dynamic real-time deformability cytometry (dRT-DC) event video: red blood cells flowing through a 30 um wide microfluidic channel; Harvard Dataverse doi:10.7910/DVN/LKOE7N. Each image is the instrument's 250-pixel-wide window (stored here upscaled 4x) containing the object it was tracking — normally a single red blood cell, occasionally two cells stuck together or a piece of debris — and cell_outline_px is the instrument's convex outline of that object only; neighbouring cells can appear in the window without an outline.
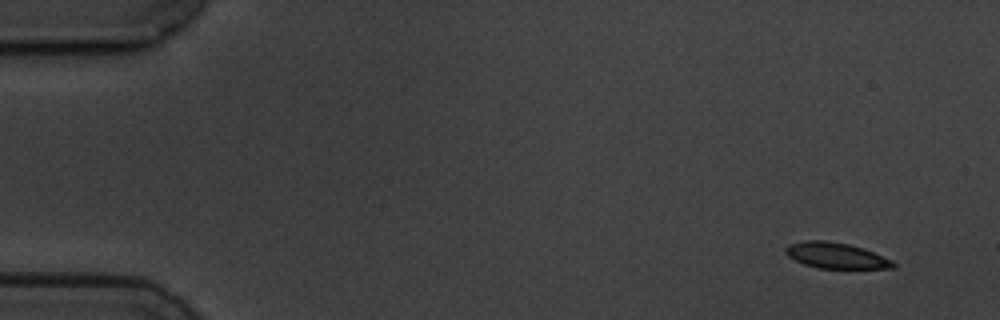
{"species": "common noctule bat (a hibernating species)", "species_latin": "Nyctalus noctula", "temperature_condition": "cold", "stored_images_in_passage": 4, "camera_frame_rate_fps": 3000, "um_per_image_px": 0.085, "animal": {"sex": "male", "body_mass_g": 19.5, "forearm_length_mm": 54.6}, "frame": {"image": 1, "passage_image": 1, "time_ms": 0.0, "image_size_px": [1000, 320], "cell_outline_px": [[896, 268], [816, 268], [804, 264], [788, 256], [784, 252], [784, 248], [788, 244], [808, 240], [824, 240], [848, 244], [864, 248], [892, 260], [896, 264]], "centroid_in_image_um": [71.05, 21.72], "position_along_channel_um": 14.0, "area_um2": 16.18}}
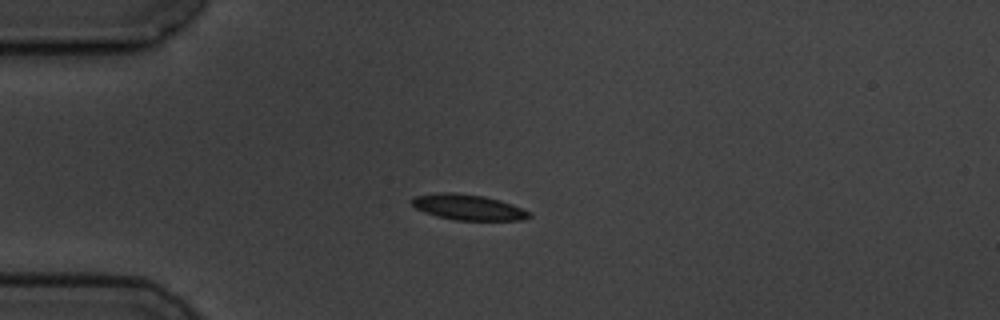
{"frame": {"image": 2, "passage_image": 4, "time_ms": 3.667, "image_size_px": [1000, 320], "cell_outline_px": [[532, 216], [520, 220], [456, 220], [436, 216], [424, 212], [416, 208], [408, 200], [416, 196], [436, 192], [452, 192], [484, 196], [500, 200], [512, 204], [532, 212]], "centroid_in_image_um": [39.78, 17.61], "position_along_channel_um": 45.2, "area_um2": 17.63}}